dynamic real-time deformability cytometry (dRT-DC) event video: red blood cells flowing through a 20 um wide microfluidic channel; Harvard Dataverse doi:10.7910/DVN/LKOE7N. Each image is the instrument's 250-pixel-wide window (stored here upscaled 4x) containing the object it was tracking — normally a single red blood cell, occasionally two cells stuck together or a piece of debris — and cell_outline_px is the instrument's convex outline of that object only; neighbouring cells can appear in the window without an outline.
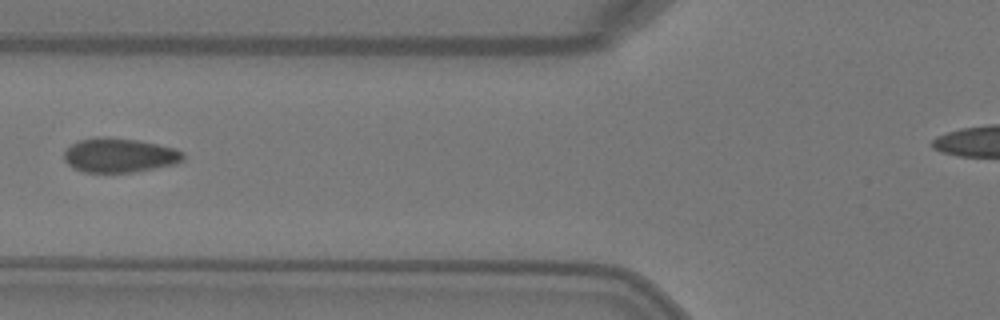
{"species": "Egyptian fruit bat (a non-hibernating species)", "species_latin": "Rousettus aegyptiacus", "temperature_condition": "warm", "stored_images_in_passage": 6, "camera_frame_rate_fps": 3000, "um_per_image_px": 0.085, "animal": {"sex": "female"}, "frame": {"image": 1, "passage_image": 6, "time_ms": 1.667, "image_size_px": [1000, 320], "cell_outline_px": [[184, 160], [176, 164], [132, 172], [84, 172], [72, 168], [64, 160], [64, 152], [76, 140], [96, 136], [104, 136], [136, 140], [176, 148], [184, 152]], "centroid_in_image_um": [10.14, 13.19], "position_along_channel_um": 115.7, "area_um2": 23.99}}